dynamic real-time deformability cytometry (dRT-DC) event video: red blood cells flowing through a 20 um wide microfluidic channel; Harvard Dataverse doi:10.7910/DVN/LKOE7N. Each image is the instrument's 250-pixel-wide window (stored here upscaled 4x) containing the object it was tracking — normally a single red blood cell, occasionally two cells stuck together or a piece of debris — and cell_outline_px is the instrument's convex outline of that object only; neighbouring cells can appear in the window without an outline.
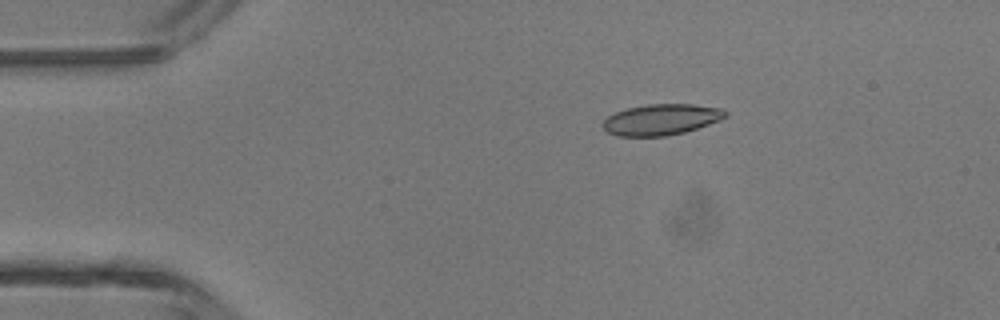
{"species": "common noctule bat (a hibernating species)", "species_latin": "Nyctalus noctula", "temperature_condition": "room temperature", "stored_images_in_passage": 4, "camera_frame_rate_fps": 3000, "um_per_image_px": 0.085, "animal": {"sex": "male", "body_mass_g": 13.3}, "frame": {"image": 1, "passage_image": 2, "time_ms": 0.333, "image_size_px": [1000, 320], "cell_outline_px": [[728, 116], [720, 120], [684, 132], [664, 136], [616, 136], [608, 132], [600, 124], [608, 116], [616, 112], [628, 108], [648, 104], [692, 104], [724, 108], [728, 112]], "centroid_in_image_um": [56.22, 10.15], "position_along_channel_um": 28.8, "area_um2": 22.14}}
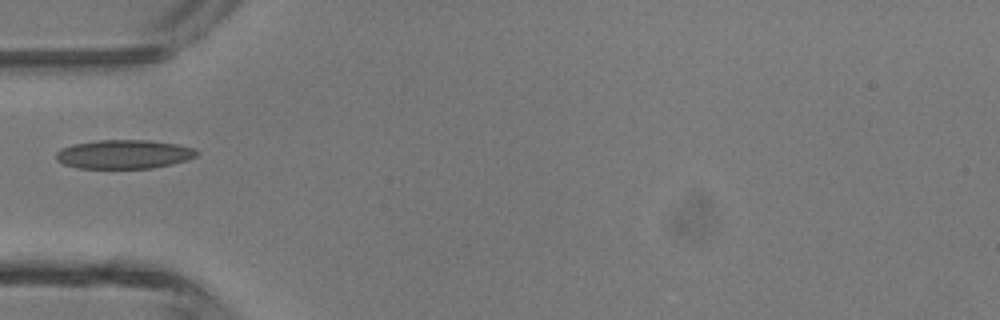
{"frame": {"image": 2, "passage_image": 4, "time_ms": 1.0, "image_size_px": [1000, 320], "cell_outline_px": [[200, 152], [196, 156], [188, 160], [172, 164], [152, 168], [76, 168], [64, 164], [56, 160], [56, 152], [60, 148], [72, 144], [96, 140], [148, 140], [176, 144], [192, 148]], "centroid_in_image_um": [10.51, 13.11], "position_along_channel_um": 74.5, "area_um2": 23.81}}